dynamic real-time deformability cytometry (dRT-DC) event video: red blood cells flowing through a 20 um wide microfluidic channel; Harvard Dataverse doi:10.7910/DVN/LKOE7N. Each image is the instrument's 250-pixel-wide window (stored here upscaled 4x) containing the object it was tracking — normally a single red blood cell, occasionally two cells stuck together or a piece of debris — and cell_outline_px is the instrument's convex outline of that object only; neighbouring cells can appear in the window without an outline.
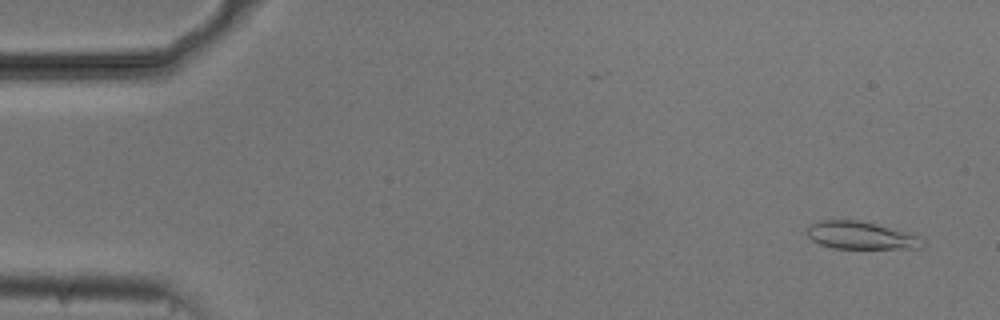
{"species": "common noctule bat (a hibernating species)", "species_latin": "Nyctalus noctula", "temperature_condition": "cold", "stored_images_in_passage": 53, "camera_frame_rate_fps": 3000, "um_per_image_px": 0.085, "animal": {"sex": "male", "body_mass_g": 20.5, "forearm_length_mm": 52.5}, "frame": {"image": 1, "passage_image": 2, "time_ms": 0.333, "image_size_px": [1000, 320], "cell_outline_px": [[928, 244], [924, 248], [832, 248], [820, 244], [812, 240], [808, 236], [808, 224], [820, 220], [856, 220], [876, 224], [912, 232], [924, 236]], "centroid_in_image_um": [73.31, 20.01], "position_along_channel_um": 11.7, "area_um2": 19.07}}
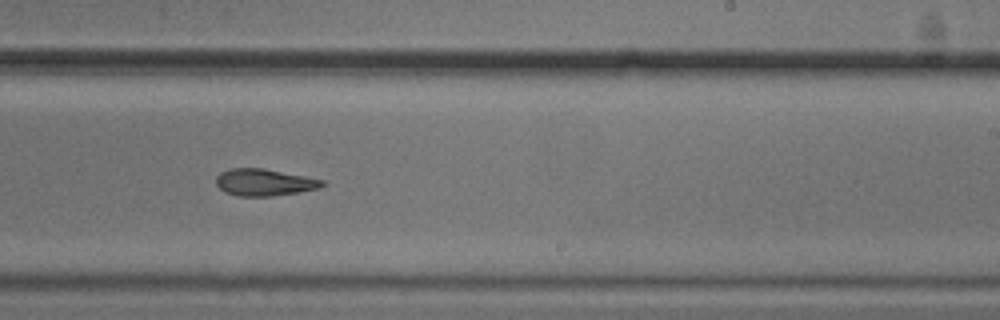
{"frame": {"image": 2, "passage_image": 32, "time_ms": 10.333, "image_size_px": [1000, 320], "cell_outline_px": [[328, 184], [320, 188], [272, 196], [236, 196], [224, 192], [216, 184], [216, 176], [220, 172], [228, 168], [264, 168], [324, 180]], "centroid_in_image_um": [22.45, 15.49], "position_along_channel_um": 266.6, "area_um2": 16.76}}
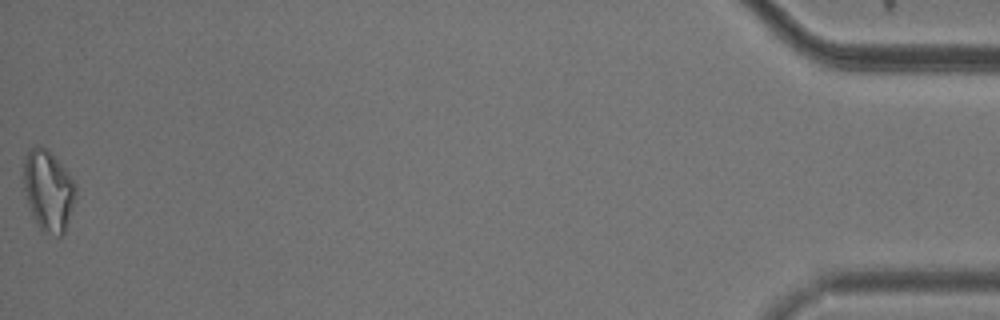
{"frame": {"image": 3, "passage_image": 53, "time_ms": 17.333, "image_size_px": [1000, 320], "cell_outline_px": [[76, 196], [64, 232], [60, 236], [56, 236], [40, 228], [32, 216], [28, 204], [24, 188], [24, 156], [28, 148], [36, 144], [40, 144], [68, 172], [76, 184]], "centroid_in_image_um": [4.09, 16.17], "position_along_channel_um": 431.1, "area_um2": 24.28}, "authors_computed_cell_mechanics": {"area_um2": 17.8024, "velocity_mm_per_s": 3.7392, "shape_relaxation_time_tau1_ms": null, "shape_relaxation_time_tau2_ms": 6.0054, "deformation_change_tau1": null, "deformation_change_tau2": 0.1397}}